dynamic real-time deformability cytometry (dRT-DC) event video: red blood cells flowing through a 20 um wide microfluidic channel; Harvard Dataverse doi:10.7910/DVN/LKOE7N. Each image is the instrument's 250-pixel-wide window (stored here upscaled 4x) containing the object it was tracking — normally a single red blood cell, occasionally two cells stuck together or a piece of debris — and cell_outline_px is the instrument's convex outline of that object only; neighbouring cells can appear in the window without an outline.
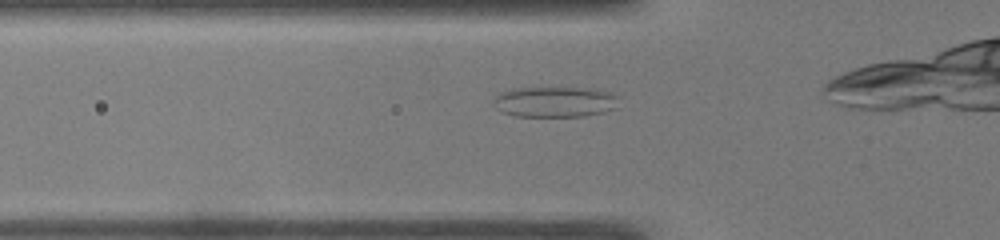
{"species": "common noctule bat (a hibernating species)", "species_latin": "Nyctalus noctula", "temperature_condition": "warm", "stored_images_in_passage": 26, "segment_of_instrument_passage": [1, 2], "camera_frame_rate_fps": 3000, "um_per_image_px": 0.085, "animal": {"sex": "male", "body_mass_g": 19.0, "forearm_length_mm": 50.8}, "frame": {"image": 1, "passage_image": 4, "time_ms": 1.0, "image_size_px": [1000, 240], "cell_outline_px": [[620, 96], [616, 108], [604, 112], [584, 116], [516, 116], [500, 112], [492, 104], [492, 100], [496, 92], [512, 88], [596, 88], [612, 92]], "centroid_in_image_um": [47.14, 8.64], "position_along_channel_um": 78.7, "area_um2": 22.95}}
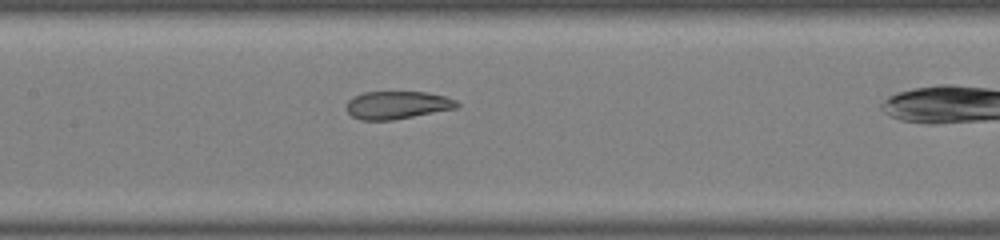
{"frame": {"image": 2, "passage_image": 11, "time_ms": 3.333, "image_size_px": [1000, 240], "cell_outline_px": [[460, 104], [456, 108], [392, 120], [360, 120], [352, 116], [348, 112], [348, 100], [352, 96], [364, 92], [428, 92], [444, 96], [456, 100]], "centroid_in_image_um": [33.76, 8.92], "position_along_channel_um": 173.6, "area_um2": 17.8}}
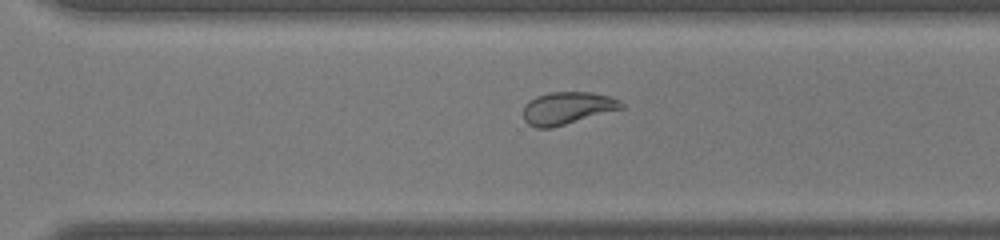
{"frame": {"image": 3, "passage_image": 22, "time_ms": 7.0, "image_size_px": [1000, 240], "cell_outline_px": [[624, 108], [552, 128], [536, 128], [528, 124], [524, 120], [524, 104], [528, 100], [536, 96], [548, 92], [592, 92], [608, 96], [620, 100], [624, 104]], "centroid_in_image_um": [48.2, 9.18], "position_along_channel_um": 322.4, "area_um2": 18.67}}